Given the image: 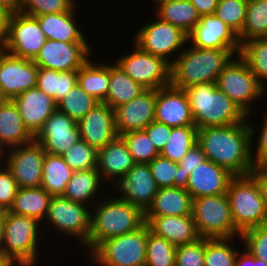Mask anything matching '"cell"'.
<instances>
[{
  "mask_svg": "<svg viewBox=\"0 0 267 266\" xmlns=\"http://www.w3.org/2000/svg\"><path fill=\"white\" fill-rule=\"evenodd\" d=\"M233 177L228 170L207 159L193 169L185 189L193 199L225 194Z\"/></svg>",
  "mask_w": 267,
  "mask_h": 266,
  "instance_id": "obj_24",
  "label": "cell"
},
{
  "mask_svg": "<svg viewBox=\"0 0 267 266\" xmlns=\"http://www.w3.org/2000/svg\"><path fill=\"white\" fill-rule=\"evenodd\" d=\"M148 225L101 242L88 256L93 266H145Z\"/></svg>",
  "mask_w": 267,
  "mask_h": 266,
  "instance_id": "obj_9",
  "label": "cell"
},
{
  "mask_svg": "<svg viewBox=\"0 0 267 266\" xmlns=\"http://www.w3.org/2000/svg\"><path fill=\"white\" fill-rule=\"evenodd\" d=\"M240 56L247 62L258 82L267 91V37H259L241 46Z\"/></svg>",
  "mask_w": 267,
  "mask_h": 266,
  "instance_id": "obj_40",
  "label": "cell"
},
{
  "mask_svg": "<svg viewBox=\"0 0 267 266\" xmlns=\"http://www.w3.org/2000/svg\"><path fill=\"white\" fill-rule=\"evenodd\" d=\"M205 238L176 247L175 266H204Z\"/></svg>",
  "mask_w": 267,
  "mask_h": 266,
  "instance_id": "obj_50",
  "label": "cell"
},
{
  "mask_svg": "<svg viewBox=\"0 0 267 266\" xmlns=\"http://www.w3.org/2000/svg\"><path fill=\"white\" fill-rule=\"evenodd\" d=\"M134 164L133 157L121 136H117L103 148L97 150L96 170L102 181L107 186L112 184V188L125 177Z\"/></svg>",
  "mask_w": 267,
  "mask_h": 266,
  "instance_id": "obj_23",
  "label": "cell"
},
{
  "mask_svg": "<svg viewBox=\"0 0 267 266\" xmlns=\"http://www.w3.org/2000/svg\"><path fill=\"white\" fill-rule=\"evenodd\" d=\"M156 89H146L138 97L114 109L118 136L144 130L155 120Z\"/></svg>",
  "mask_w": 267,
  "mask_h": 266,
  "instance_id": "obj_20",
  "label": "cell"
},
{
  "mask_svg": "<svg viewBox=\"0 0 267 266\" xmlns=\"http://www.w3.org/2000/svg\"><path fill=\"white\" fill-rule=\"evenodd\" d=\"M236 56L232 50L203 49L188 42L171 64V85L185 89L196 84L216 83L219 74Z\"/></svg>",
  "mask_w": 267,
  "mask_h": 266,
  "instance_id": "obj_3",
  "label": "cell"
},
{
  "mask_svg": "<svg viewBox=\"0 0 267 266\" xmlns=\"http://www.w3.org/2000/svg\"><path fill=\"white\" fill-rule=\"evenodd\" d=\"M78 5L77 3L68 12L35 16L46 39L62 42H88L87 35L81 29L82 26L77 24L79 21L77 16L79 12H76Z\"/></svg>",
  "mask_w": 267,
  "mask_h": 266,
  "instance_id": "obj_27",
  "label": "cell"
},
{
  "mask_svg": "<svg viewBox=\"0 0 267 266\" xmlns=\"http://www.w3.org/2000/svg\"><path fill=\"white\" fill-rule=\"evenodd\" d=\"M197 145L208 160L234 176L248 175L255 168L247 118L242 123L197 129Z\"/></svg>",
  "mask_w": 267,
  "mask_h": 266,
  "instance_id": "obj_1",
  "label": "cell"
},
{
  "mask_svg": "<svg viewBox=\"0 0 267 266\" xmlns=\"http://www.w3.org/2000/svg\"><path fill=\"white\" fill-rule=\"evenodd\" d=\"M90 42H62L46 39L33 59L38 68L62 71H77L91 57L94 50Z\"/></svg>",
  "mask_w": 267,
  "mask_h": 266,
  "instance_id": "obj_14",
  "label": "cell"
},
{
  "mask_svg": "<svg viewBox=\"0 0 267 266\" xmlns=\"http://www.w3.org/2000/svg\"><path fill=\"white\" fill-rule=\"evenodd\" d=\"M4 237V212H0V252L3 246Z\"/></svg>",
  "mask_w": 267,
  "mask_h": 266,
  "instance_id": "obj_59",
  "label": "cell"
},
{
  "mask_svg": "<svg viewBox=\"0 0 267 266\" xmlns=\"http://www.w3.org/2000/svg\"><path fill=\"white\" fill-rule=\"evenodd\" d=\"M192 215L199 237L238 238L227 194L193 199Z\"/></svg>",
  "mask_w": 267,
  "mask_h": 266,
  "instance_id": "obj_10",
  "label": "cell"
},
{
  "mask_svg": "<svg viewBox=\"0 0 267 266\" xmlns=\"http://www.w3.org/2000/svg\"><path fill=\"white\" fill-rule=\"evenodd\" d=\"M13 101L18 107L24 126L33 136L57 109L54 99L37 87L24 91Z\"/></svg>",
  "mask_w": 267,
  "mask_h": 266,
  "instance_id": "obj_25",
  "label": "cell"
},
{
  "mask_svg": "<svg viewBox=\"0 0 267 266\" xmlns=\"http://www.w3.org/2000/svg\"><path fill=\"white\" fill-rule=\"evenodd\" d=\"M187 36L188 44L194 47L232 50L236 55L241 52L238 34L215 14L202 15Z\"/></svg>",
  "mask_w": 267,
  "mask_h": 266,
  "instance_id": "obj_17",
  "label": "cell"
},
{
  "mask_svg": "<svg viewBox=\"0 0 267 266\" xmlns=\"http://www.w3.org/2000/svg\"><path fill=\"white\" fill-rule=\"evenodd\" d=\"M206 155L197 143L184 155L178 164L182 167L185 175H190L196 167L206 161Z\"/></svg>",
  "mask_w": 267,
  "mask_h": 266,
  "instance_id": "obj_53",
  "label": "cell"
},
{
  "mask_svg": "<svg viewBox=\"0 0 267 266\" xmlns=\"http://www.w3.org/2000/svg\"><path fill=\"white\" fill-rule=\"evenodd\" d=\"M14 262L5 254L0 252V266H12Z\"/></svg>",
  "mask_w": 267,
  "mask_h": 266,
  "instance_id": "obj_60",
  "label": "cell"
},
{
  "mask_svg": "<svg viewBox=\"0 0 267 266\" xmlns=\"http://www.w3.org/2000/svg\"><path fill=\"white\" fill-rule=\"evenodd\" d=\"M105 186L106 184L102 181L96 168L74 171L66 184L63 196L73 202L92 207L106 194L105 191L113 190L111 187L107 189Z\"/></svg>",
  "mask_w": 267,
  "mask_h": 266,
  "instance_id": "obj_28",
  "label": "cell"
},
{
  "mask_svg": "<svg viewBox=\"0 0 267 266\" xmlns=\"http://www.w3.org/2000/svg\"><path fill=\"white\" fill-rule=\"evenodd\" d=\"M77 125L80 139L96 150H100L118 136L114 110L105 103H98Z\"/></svg>",
  "mask_w": 267,
  "mask_h": 266,
  "instance_id": "obj_21",
  "label": "cell"
},
{
  "mask_svg": "<svg viewBox=\"0 0 267 266\" xmlns=\"http://www.w3.org/2000/svg\"><path fill=\"white\" fill-rule=\"evenodd\" d=\"M262 114L264 115L262 122H260L262 123L260 126H256L254 120L252 121V117L247 116V121L249 123L251 132L252 162L255 168H260L264 163L267 162V110L262 111ZM259 128L260 130H258ZM257 132L258 134H256Z\"/></svg>",
  "mask_w": 267,
  "mask_h": 266,
  "instance_id": "obj_48",
  "label": "cell"
},
{
  "mask_svg": "<svg viewBox=\"0 0 267 266\" xmlns=\"http://www.w3.org/2000/svg\"><path fill=\"white\" fill-rule=\"evenodd\" d=\"M146 88L135 82L113 61L110 64V83L106 100L103 102L113 110L138 97Z\"/></svg>",
  "mask_w": 267,
  "mask_h": 266,
  "instance_id": "obj_34",
  "label": "cell"
},
{
  "mask_svg": "<svg viewBox=\"0 0 267 266\" xmlns=\"http://www.w3.org/2000/svg\"><path fill=\"white\" fill-rule=\"evenodd\" d=\"M77 3L76 0H20L18 12L28 16L64 13L70 11Z\"/></svg>",
  "mask_w": 267,
  "mask_h": 266,
  "instance_id": "obj_47",
  "label": "cell"
},
{
  "mask_svg": "<svg viewBox=\"0 0 267 266\" xmlns=\"http://www.w3.org/2000/svg\"><path fill=\"white\" fill-rule=\"evenodd\" d=\"M125 141L135 163H150L160 155L144 130L120 135Z\"/></svg>",
  "mask_w": 267,
  "mask_h": 266,
  "instance_id": "obj_44",
  "label": "cell"
},
{
  "mask_svg": "<svg viewBox=\"0 0 267 266\" xmlns=\"http://www.w3.org/2000/svg\"><path fill=\"white\" fill-rule=\"evenodd\" d=\"M51 197L42 187L19 188L8 212L32 217L43 223Z\"/></svg>",
  "mask_w": 267,
  "mask_h": 266,
  "instance_id": "obj_33",
  "label": "cell"
},
{
  "mask_svg": "<svg viewBox=\"0 0 267 266\" xmlns=\"http://www.w3.org/2000/svg\"><path fill=\"white\" fill-rule=\"evenodd\" d=\"M62 157L73 171L93 169L97 166V150L81 139L62 154Z\"/></svg>",
  "mask_w": 267,
  "mask_h": 266,
  "instance_id": "obj_46",
  "label": "cell"
},
{
  "mask_svg": "<svg viewBox=\"0 0 267 266\" xmlns=\"http://www.w3.org/2000/svg\"><path fill=\"white\" fill-rule=\"evenodd\" d=\"M4 165L2 155L0 154V168Z\"/></svg>",
  "mask_w": 267,
  "mask_h": 266,
  "instance_id": "obj_64",
  "label": "cell"
},
{
  "mask_svg": "<svg viewBox=\"0 0 267 266\" xmlns=\"http://www.w3.org/2000/svg\"><path fill=\"white\" fill-rule=\"evenodd\" d=\"M259 37H267V0H248L245 22L238 39L242 46Z\"/></svg>",
  "mask_w": 267,
  "mask_h": 266,
  "instance_id": "obj_37",
  "label": "cell"
},
{
  "mask_svg": "<svg viewBox=\"0 0 267 266\" xmlns=\"http://www.w3.org/2000/svg\"><path fill=\"white\" fill-rule=\"evenodd\" d=\"M216 86L223 91L246 116L256 114L254 104L267 96L266 89L258 82L247 62L240 56H234L219 74ZM255 111V112H254Z\"/></svg>",
  "mask_w": 267,
  "mask_h": 266,
  "instance_id": "obj_7",
  "label": "cell"
},
{
  "mask_svg": "<svg viewBox=\"0 0 267 266\" xmlns=\"http://www.w3.org/2000/svg\"><path fill=\"white\" fill-rule=\"evenodd\" d=\"M226 194L235 228L241 234L267 223V209L259 185L251 174L234 176Z\"/></svg>",
  "mask_w": 267,
  "mask_h": 266,
  "instance_id": "obj_6",
  "label": "cell"
},
{
  "mask_svg": "<svg viewBox=\"0 0 267 266\" xmlns=\"http://www.w3.org/2000/svg\"><path fill=\"white\" fill-rule=\"evenodd\" d=\"M144 131L147 133L157 151L161 153L169 140L172 127L154 120L144 129Z\"/></svg>",
  "mask_w": 267,
  "mask_h": 266,
  "instance_id": "obj_52",
  "label": "cell"
},
{
  "mask_svg": "<svg viewBox=\"0 0 267 266\" xmlns=\"http://www.w3.org/2000/svg\"><path fill=\"white\" fill-rule=\"evenodd\" d=\"M257 181L262 199L267 209V174L261 168H254L250 173Z\"/></svg>",
  "mask_w": 267,
  "mask_h": 266,
  "instance_id": "obj_57",
  "label": "cell"
},
{
  "mask_svg": "<svg viewBox=\"0 0 267 266\" xmlns=\"http://www.w3.org/2000/svg\"><path fill=\"white\" fill-rule=\"evenodd\" d=\"M155 121L172 128L195 126L184 89L170 84L156 90Z\"/></svg>",
  "mask_w": 267,
  "mask_h": 266,
  "instance_id": "obj_22",
  "label": "cell"
},
{
  "mask_svg": "<svg viewBox=\"0 0 267 266\" xmlns=\"http://www.w3.org/2000/svg\"><path fill=\"white\" fill-rule=\"evenodd\" d=\"M248 0H218L215 16L239 34L245 22Z\"/></svg>",
  "mask_w": 267,
  "mask_h": 266,
  "instance_id": "obj_45",
  "label": "cell"
},
{
  "mask_svg": "<svg viewBox=\"0 0 267 266\" xmlns=\"http://www.w3.org/2000/svg\"><path fill=\"white\" fill-rule=\"evenodd\" d=\"M267 174V162L260 167Z\"/></svg>",
  "mask_w": 267,
  "mask_h": 266,
  "instance_id": "obj_63",
  "label": "cell"
},
{
  "mask_svg": "<svg viewBox=\"0 0 267 266\" xmlns=\"http://www.w3.org/2000/svg\"><path fill=\"white\" fill-rule=\"evenodd\" d=\"M184 91L197 129L242 123L247 118L216 83L196 84Z\"/></svg>",
  "mask_w": 267,
  "mask_h": 266,
  "instance_id": "obj_4",
  "label": "cell"
},
{
  "mask_svg": "<svg viewBox=\"0 0 267 266\" xmlns=\"http://www.w3.org/2000/svg\"><path fill=\"white\" fill-rule=\"evenodd\" d=\"M150 232L165 238L174 246L196 241L199 237L193 215L185 216H145Z\"/></svg>",
  "mask_w": 267,
  "mask_h": 266,
  "instance_id": "obj_26",
  "label": "cell"
},
{
  "mask_svg": "<svg viewBox=\"0 0 267 266\" xmlns=\"http://www.w3.org/2000/svg\"><path fill=\"white\" fill-rule=\"evenodd\" d=\"M73 172L62 156L46 153L41 187L51 196H61L65 193L66 184L71 179Z\"/></svg>",
  "mask_w": 267,
  "mask_h": 266,
  "instance_id": "obj_35",
  "label": "cell"
},
{
  "mask_svg": "<svg viewBox=\"0 0 267 266\" xmlns=\"http://www.w3.org/2000/svg\"><path fill=\"white\" fill-rule=\"evenodd\" d=\"M40 263H14L12 266H38Z\"/></svg>",
  "mask_w": 267,
  "mask_h": 266,
  "instance_id": "obj_61",
  "label": "cell"
},
{
  "mask_svg": "<svg viewBox=\"0 0 267 266\" xmlns=\"http://www.w3.org/2000/svg\"><path fill=\"white\" fill-rule=\"evenodd\" d=\"M91 206L82 203L73 202L63 195L52 196L49 202L47 216L42 223L43 230L55 231L58 235L64 236L79 243L87 253L88 238L91 230ZM47 223V224H46ZM44 225V226H43ZM51 227V228H50ZM49 228V229H48Z\"/></svg>",
  "mask_w": 267,
  "mask_h": 266,
  "instance_id": "obj_8",
  "label": "cell"
},
{
  "mask_svg": "<svg viewBox=\"0 0 267 266\" xmlns=\"http://www.w3.org/2000/svg\"><path fill=\"white\" fill-rule=\"evenodd\" d=\"M3 163L19 188L41 187L46 152L41 143L31 142L4 151Z\"/></svg>",
  "mask_w": 267,
  "mask_h": 266,
  "instance_id": "obj_13",
  "label": "cell"
},
{
  "mask_svg": "<svg viewBox=\"0 0 267 266\" xmlns=\"http://www.w3.org/2000/svg\"><path fill=\"white\" fill-rule=\"evenodd\" d=\"M193 198L181 187L158 188L145 216H185L192 214Z\"/></svg>",
  "mask_w": 267,
  "mask_h": 266,
  "instance_id": "obj_30",
  "label": "cell"
},
{
  "mask_svg": "<svg viewBox=\"0 0 267 266\" xmlns=\"http://www.w3.org/2000/svg\"><path fill=\"white\" fill-rule=\"evenodd\" d=\"M238 238H205L204 266H235L236 258L242 250L233 246ZM237 249V250H236Z\"/></svg>",
  "mask_w": 267,
  "mask_h": 266,
  "instance_id": "obj_39",
  "label": "cell"
},
{
  "mask_svg": "<svg viewBox=\"0 0 267 266\" xmlns=\"http://www.w3.org/2000/svg\"><path fill=\"white\" fill-rule=\"evenodd\" d=\"M110 191L91 208L87 256L101 242L136 231L145 224V213L141 209Z\"/></svg>",
  "mask_w": 267,
  "mask_h": 266,
  "instance_id": "obj_2",
  "label": "cell"
},
{
  "mask_svg": "<svg viewBox=\"0 0 267 266\" xmlns=\"http://www.w3.org/2000/svg\"><path fill=\"white\" fill-rule=\"evenodd\" d=\"M46 41L35 17L15 12L8 21V38L4 51L10 55L33 60Z\"/></svg>",
  "mask_w": 267,
  "mask_h": 266,
  "instance_id": "obj_15",
  "label": "cell"
},
{
  "mask_svg": "<svg viewBox=\"0 0 267 266\" xmlns=\"http://www.w3.org/2000/svg\"><path fill=\"white\" fill-rule=\"evenodd\" d=\"M43 232L42 223L37 219L4 211L1 252L14 263H38V258L42 256L40 250H44L40 245L48 240L47 237L44 238L46 234Z\"/></svg>",
  "mask_w": 267,
  "mask_h": 266,
  "instance_id": "obj_5",
  "label": "cell"
},
{
  "mask_svg": "<svg viewBox=\"0 0 267 266\" xmlns=\"http://www.w3.org/2000/svg\"><path fill=\"white\" fill-rule=\"evenodd\" d=\"M6 101V98L3 96L2 92H1V88H0V104L4 103Z\"/></svg>",
  "mask_w": 267,
  "mask_h": 266,
  "instance_id": "obj_62",
  "label": "cell"
},
{
  "mask_svg": "<svg viewBox=\"0 0 267 266\" xmlns=\"http://www.w3.org/2000/svg\"><path fill=\"white\" fill-rule=\"evenodd\" d=\"M235 266H267V264L260 258L253 257L243 248L236 258Z\"/></svg>",
  "mask_w": 267,
  "mask_h": 266,
  "instance_id": "obj_55",
  "label": "cell"
},
{
  "mask_svg": "<svg viewBox=\"0 0 267 266\" xmlns=\"http://www.w3.org/2000/svg\"><path fill=\"white\" fill-rule=\"evenodd\" d=\"M148 164L158 188L174 186L186 188L189 175L184 174L177 162L159 155Z\"/></svg>",
  "mask_w": 267,
  "mask_h": 266,
  "instance_id": "obj_38",
  "label": "cell"
},
{
  "mask_svg": "<svg viewBox=\"0 0 267 266\" xmlns=\"http://www.w3.org/2000/svg\"><path fill=\"white\" fill-rule=\"evenodd\" d=\"M113 189L122 201L133 204L144 213L158 191L149 164L146 163H135Z\"/></svg>",
  "mask_w": 267,
  "mask_h": 266,
  "instance_id": "obj_18",
  "label": "cell"
},
{
  "mask_svg": "<svg viewBox=\"0 0 267 266\" xmlns=\"http://www.w3.org/2000/svg\"><path fill=\"white\" fill-rule=\"evenodd\" d=\"M196 143V126L174 127L160 155L178 163Z\"/></svg>",
  "mask_w": 267,
  "mask_h": 266,
  "instance_id": "obj_41",
  "label": "cell"
},
{
  "mask_svg": "<svg viewBox=\"0 0 267 266\" xmlns=\"http://www.w3.org/2000/svg\"><path fill=\"white\" fill-rule=\"evenodd\" d=\"M153 16L180 28L187 35L200 20V14L189 0H153Z\"/></svg>",
  "mask_w": 267,
  "mask_h": 266,
  "instance_id": "obj_32",
  "label": "cell"
},
{
  "mask_svg": "<svg viewBox=\"0 0 267 266\" xmlns=\"http://www.w3.org/2000/svg\"><path fill=\"white\" fill-rule=\"evenodd\" d=\"M34 136L24 126L20 112L13 100L0 104V152L27 144Z\"/></svg>",
  "mask_w": 267,
  "mask_h": 266,
  "instance_id": "obj_29",
  "label": "cell"
},
{
  "mask_svg": "<svg viewBox=\"0 0 267 266\" xmlns=\"http://www.w3.org/2000/svg\"><path fill=\"white\" fill-rule=\"evenodd\" d=\"M10 15V12L0 6V51L5 49L7 43Z\"/></svg>",
  "mask_w": 267,
  "mask_h": 266,
  "instance_id": "obj_54",
  "label": "cell"
},
{
  "mask_svg": "<svg viewBox=\"0 0 267 266\" xmlns=\"http://www.w3.org/2000/svg\"><path fill=\"white\" fill-rule=\"evenodd\" d=\"M241 243L253 257L260 258L267 264V223L243 232Z\"/></svg>",
  "mask_w": 267,
  "mask_h": 266,
  "instance_id": "obj_49",
  "label": "cell"
},
{
  "mask_svg": "<svg viewBox=\"0 0 267 266\" xmlns=\"http://www.w3.org/2000/svg\"><path fill=\"white\" fill-rule=\"evenodd\" d=\"M19 187L10 171L3 165L0 168V212L8 211Z\"/></svg>",
  "mask_w": 267,
  "mask_h": 266,
  "instance_id": "obj_51",
  "label": "cell"
},
{
  "mask_svg": "<svg viewBox=\"0 0 267 266\" xmlns=\"http://www.w3.org/2000/svg\"><path fill=\"white\" fill-rule=\"evenodd\" d=\"M131 51L114 62L135 82L146 89H159L171 84V64L159 56L142 51L132 42Z\"/></svg>",
  "mask_w": 267,
  "mask_h": 266,
  "instance_id": "obj_12",
  "label": "cell"
},
{
  "mask_svg": "<svg viewBox=\"0 0 267 266\" xmlns=\"http://www.w3.org/2000/svg\"><path fill=\"white\" fill-rule=\"evenodd\" d=\"M197 9V12L202 15L214 14L218 4V0H189Z\"/></svg>",
  "mask_w": 267,
  "mask_h": 266,
  "instance_id": "obj_56",
  "label": "cell"
},
{
  "mask_svg": "<svg viewBox=\"0 0 267 266\" xmlns=\"http://www.w3.org/2000/svg\"><path fill=\"white\" fill-rule=\"evenodd\" d=\"M99 102L90 95H87L77 84L57 104V109L78 122Z\"/></svg>",
  "mask_w": 267,
  "mask_h": 266,
  "instance_id": "obj_42",
  "label": "cell"
},
{
  "mask_svg": "<svg viewBox=\"0 0 267 266\" xmlns=\"http://www.w3.org/2000/svg\"><path fill=\"white\" fill-rule=\"evenodd\" d=\"M153 20L134 31L132 42L142 51L162 57L172 64L187 44L188 36L180 28L157 16Z\"/></svg>",
  "mask_w": 267,
  "mask_h": 266,
  "instance_id": "obj_11",
  "label": "cell"
},
{
  "mask_svg": "<svg viewBox=\"0 0 267 266\" xmlns=\"http://www.w3.org/2000/svg\"><path fill=\"white\" fill-rule=\"evenodd\" d=\"M0 6L13 14L19 10L20 0H0Z\"/></svg>",
  "mask_w": 267,
  "mask_h": 266,
  "instance_id": "obj_58",
  "label": "cell"
},
{
  "mask_svg": "<svg viewBox=\"0 0 267 266\" xmlns=\"http://www.w3.org/2000/svg\"><path fill=\"white\" fill-rule=\"evenodd\" d=\"M90 58L77 70V84L99 103L106 100L110 83V63Z\"/></svg>",
  "mask_w": 267,
  "mask_h": 266,
  "instance_id": "obj_31",
  "label": "cell"
},
{
  "mask_svg": "<svg viewBox=\"0 0 267 266\" xmlns=\"http://www.w3.org/2000/svg\"><path fill=\"white\" fill-rule=\"evenodd\" d=\"M48 154L62 156L80 140L77 122L56 109L34 136Z\"/></svg>",
  "mask_w": 267,
  "mask_h": 266,
  "instance_id": "obj_19",
  "label": "cell"
},
{
  "mask_svg": "<svg viewBox=\"0 0 267 266\" xmlns=\"http://www.w3.org/2000/svg\"><path fill=\"white\" fill-rule=\"evenodd\" d=\"M145 266H175L176 246L159 237L148 228Z\"/></svg>",
  "mask_w": 267,
  "mask_h": 266,
  "instance_id": "obj_43",
  "label": "cell"
},
{
  "mask_svg": "<svg viewBox=\"0 0 267 266\" xmlns=\"http://www.w3.org/2000/svg\"><path fill=\"white\" fill-rule=\"evenodd\" d=\"M38 67L33 60L0 51V88L6 100H13L37 85Z\"/></svg>",
  "mask_w": 267,
  "mask_h": 266,
  "instance_id": "obj_16",
  "label": "cell"
},
{
  "mask_svg": "<svg viewBox=\"0 0 267 266\" xmlns=\"http://www.w3.org/2000/svg\"><path fill=\"white\" fill-rule=\"evenodd\" d=\"M77 85V71H56L38 68L36 87L58 104Z\"/></svg>",
  "mask_w": 267,
  "mask_h": 266,
  "instance_id": "obj_36",
  "label": "cell"
}]
</instances>
